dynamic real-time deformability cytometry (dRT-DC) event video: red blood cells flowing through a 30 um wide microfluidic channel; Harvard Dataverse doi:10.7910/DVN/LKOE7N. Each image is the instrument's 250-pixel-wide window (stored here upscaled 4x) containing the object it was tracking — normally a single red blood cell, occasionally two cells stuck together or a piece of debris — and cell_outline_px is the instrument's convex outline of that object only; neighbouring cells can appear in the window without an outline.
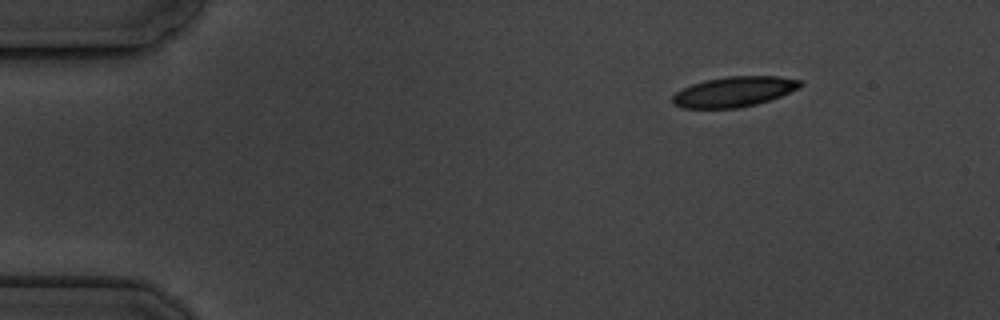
{"species": "common noctule bat (a hibernating species)", "species_latin": "Nyctalus noctula", "temperature_condition": "cold", "stored_images_in_passage": 3, "camera_frame_rate_fps": 3000, "um_per_image_px": 0.085, "animal": {"sex": "male", "body_mass_g": 19.5, "forearm_length_mm": 54.6}, "frame": {"image": 1, "passage_image": 1, "time_ms": 0.0, "image_size_px": [1000, 320], "cell_outline_px": [[804, 84], [800, 88], [780, 96], [756, 104], [740, 108], [684, 108], [672, 104], [672, 96], [676, 92], [692, 84], [704, 80], [728, 76], [780, 76], [804, 80]], "centroid_in_image_um": [62.43, 7.79], "position_along_channel_um": 22.6, "area_um2": 22.66}}
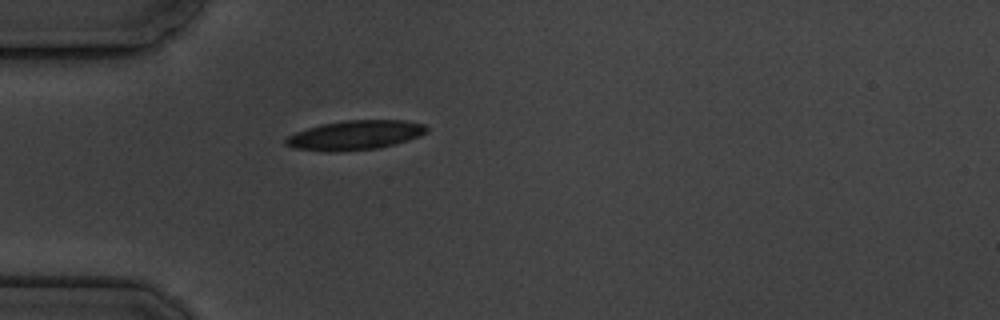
{"frame": {"image": 2, "passage_image": 3, "time_ms": 3.0, "image_size_px": [1000, 320], "cell_outline_px": [[428, 132], [420, 136], [396, 144], [376, 148], [332, 152], [324, 152], [292, 148], [284, 144], [284, 140], [288, 136], [296, 132], [320, 124], [344, 120], [404, 120], [424, 124], [428, 128]], "centroid_in_image_um": [30.17, 11.49], "position_along_channel_um": 54.8, "area_um2": 24.33}}